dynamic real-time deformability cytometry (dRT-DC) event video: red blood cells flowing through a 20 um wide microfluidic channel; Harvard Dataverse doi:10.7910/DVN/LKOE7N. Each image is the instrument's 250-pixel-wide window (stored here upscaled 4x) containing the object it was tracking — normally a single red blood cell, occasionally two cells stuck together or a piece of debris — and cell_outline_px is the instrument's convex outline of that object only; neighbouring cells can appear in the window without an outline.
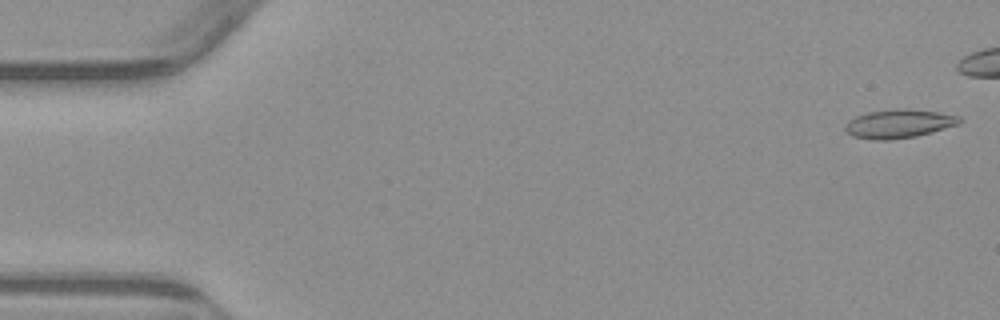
{"species": "common noctule bat (a hibernating species)", "species_latin": "Nyctalus noctula", "temperature_condition": "warm", "stored_images_in_passage": 46, "camera_frame_rate_fps": 3000, "um_per_image_px": 0.085, "animal": {"sex": "male", "body_mass_g": 23.1, "forearm_length_mm": 52.7}, "frame": {"image": 1, "passage_image": 2, "time_ms": 0.333, "image_size_px": [1000, 320], "cell_outline_px": [[964, 120], [960, 124], [932, 132], [916, 136], [888, 140], [872, 140], [852, 136], [844, 128], [844, 124], [848, 120], [856, 116], [868, 112], [896, 108], [908, 108], [936, 112], [960, 116]], "centroid_in_image_um": [76.41, 10.51], "position_along_channel_um": 8.6, "area_um2": 19.31}}
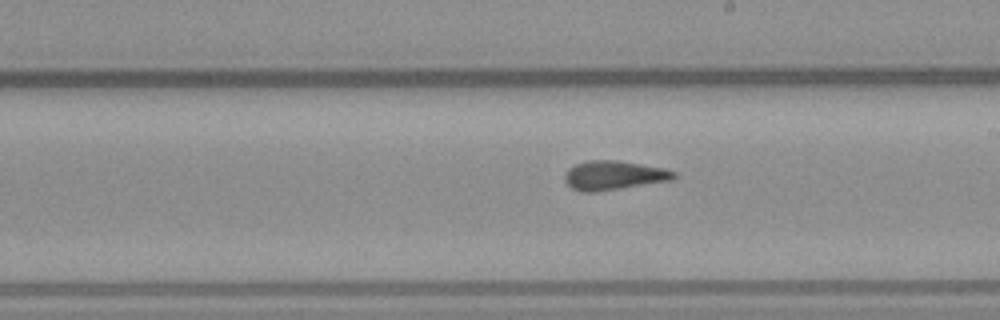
{"frame": {"image": 2, "passage_image": 31, "time_ms": 10.0, "image_size_px": [1000, 320], "cell_outline_px": [[676, 176], [672, 180], [596, 192], [580, 192], [572, 188], [564, 180], [564, 176], [568, 168], [576, 164], [588, 160], [616, 160], [664, 168], [676, 172]], "centroid_in_image_um": [52.15, 14.91], "position_along_channel_um": 236.9, "area_um2": 18.5}}
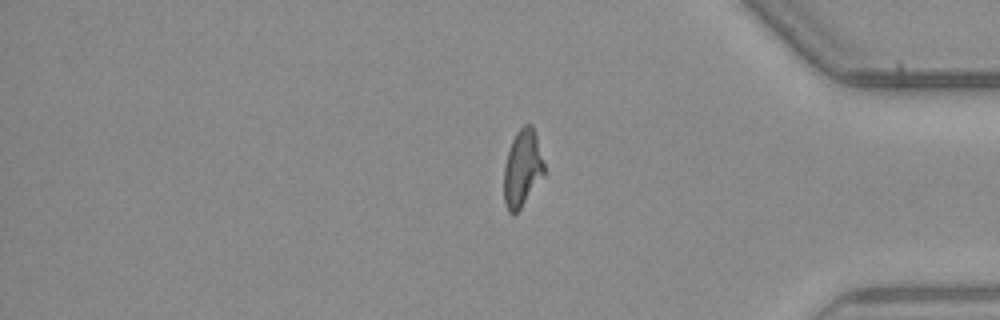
{"frame": {"image": 3, "passage_image": 45, "time_ms": 14.667, "image_size_px": [1000, 320], "cell_outline_px": [[544, 176], [520, 208], [512, 216], [508, 212], [504, 204], [504, 164], [512, 140], [516, 132], [524, 124], [532, 124], [536, 136], [544, 164]], "centroid_in_image_um": [44.38, 14.32], "position_along_channel_um": 390.8, "area_um2": 18.03}}